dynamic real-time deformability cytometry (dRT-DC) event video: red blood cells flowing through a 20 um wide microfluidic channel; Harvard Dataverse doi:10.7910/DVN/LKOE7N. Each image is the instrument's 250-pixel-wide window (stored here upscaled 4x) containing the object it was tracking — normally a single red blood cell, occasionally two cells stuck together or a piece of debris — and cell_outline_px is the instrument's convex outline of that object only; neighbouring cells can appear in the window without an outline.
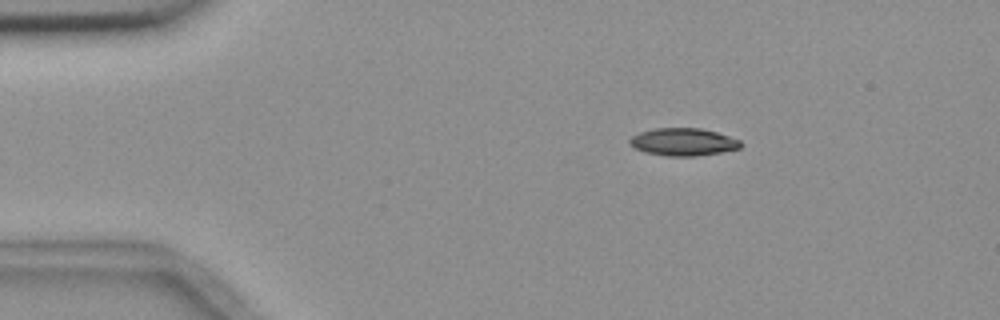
{"species": "common noctule bat (a hibernating species)", "species_latin": "Nyctalus noctula", "temperature_condition": "room temperature", "stored_images_in_passage": 4, "camera_frame_rate_fps": 3000, "um_per_image_px": 0.085, "animal": {"sex": "female", "body_mass_g": 18.4}, "frame": {"image": 1, "passage_image": 1, "time_ms": 0.0, "image_size_px": [1000, 320], "cell_outline_px": [[744, 144], [740, 148], [720, 152], [696, 156], [668, 156], [644, 152], [628, 144], [628, 140], [632, 136], [640, 132], [652, 128], [700, 128], [716, 132], [740, 140]], "centroid_in_image_um": [58.06, 12.06], "position_along_channel_um": 26.9, "area_um2": 17.86}}